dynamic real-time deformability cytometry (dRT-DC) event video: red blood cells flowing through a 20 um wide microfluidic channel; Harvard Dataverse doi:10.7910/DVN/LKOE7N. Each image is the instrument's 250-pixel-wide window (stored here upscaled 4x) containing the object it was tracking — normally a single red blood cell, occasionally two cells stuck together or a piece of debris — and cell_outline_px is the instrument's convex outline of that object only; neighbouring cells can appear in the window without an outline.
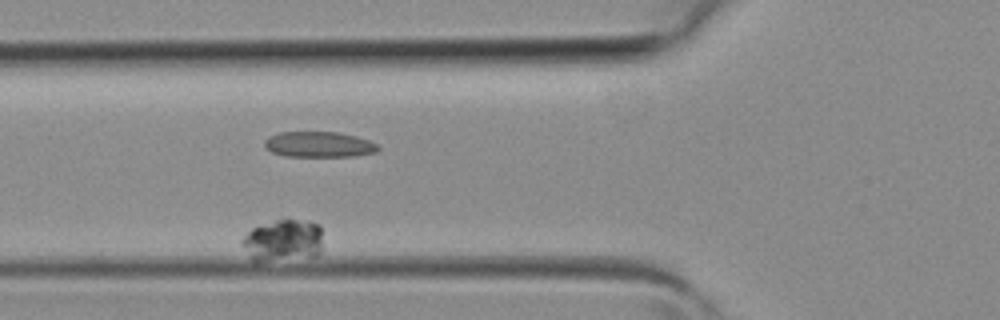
{"species": "common noctule bat (a hibernating species)", "species_latin": "Nyctalus noctula", "temperature_condition": "room temperature", "stored_images_in_passage": 5, "camera_frame_rate_fps": 3000, "um_per_image_px": 0.085, "animal": {"sex": "female", "body_mass_g": 19.3, "forearm_length_mm": 54.1}, "frame": {"image": 1, "passage_image": 4, "time_ms": 1.0, "image_size_px": [1000, 320], "cell_outline_px": [[320, 252], [316, 256], [264, 260], [252, 260], [240, 244], [240, 240], [252, 228], [276, 220], [308, 220], [320, 224]], "centroid_in_image_um": [24.04, 20.41], "position_along_channel_um": 101.8, "area_um2": 19.42}}